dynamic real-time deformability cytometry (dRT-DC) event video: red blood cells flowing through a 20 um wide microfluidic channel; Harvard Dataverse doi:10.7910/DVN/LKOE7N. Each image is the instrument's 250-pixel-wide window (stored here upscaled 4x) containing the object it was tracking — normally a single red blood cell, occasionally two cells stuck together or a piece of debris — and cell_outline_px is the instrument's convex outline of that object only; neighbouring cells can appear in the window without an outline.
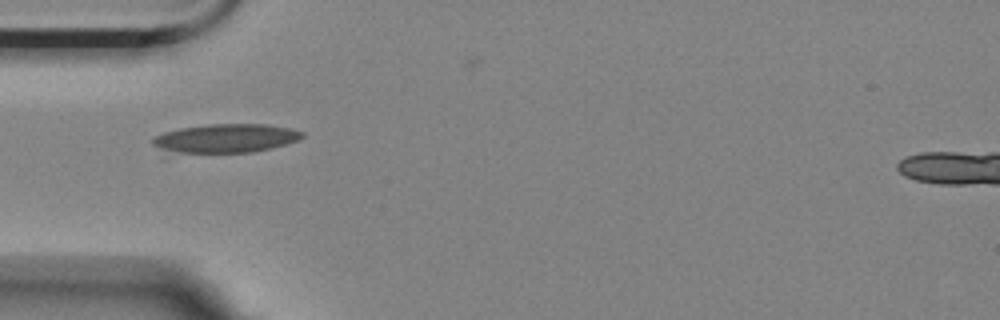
{"species": "Egyptian fruit bat (a non-hibernating species)", "species_latin": "Rousettus aegyptiacus", "temperature_condition": "room temperature", "stored_images_in_passage": 7, "camera_frame_rate_fps": 3000, "um_per_image_px": 0.085, "animal": {"sex": "female"}, "frame": {"image": 1, "passage_image": 2, "time_ms": 0.333, "image_size_px": [1000, 320], "cell_outline_px": [[304, 136], [296, 140], [272, 148], [252, 152], [176, 152], [160, 148], [152, 144], [152, 136], [164, 132], [180, 128], [208, 124], [268, 124], [288, 128], [304, 132]], "centroid_in_image_um": [19.18, 11.74], "position_along_channel_um": 65.8, "area_um2": 24.74}}
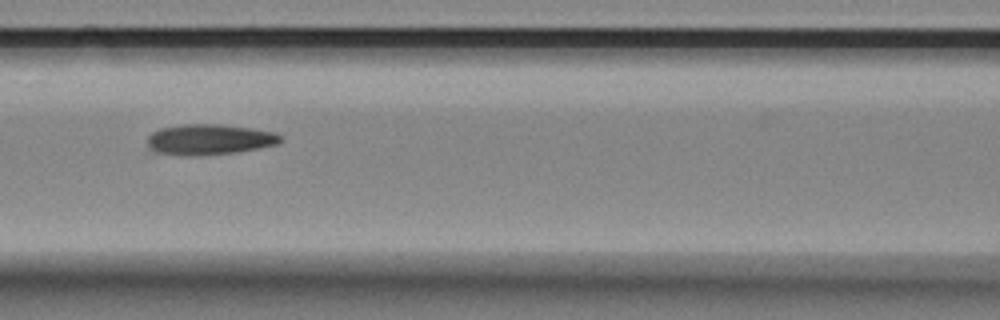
{"frame": {"image": 2, "passage_image": 4, "time_ms": 1.0, "image_size_px": [1000, 320], "cell_outline_px": [[284, 140], [276, 144], [236, 152], [152, 152], [148, 148], [148, 136], [152, 132], [160, 128], [184, 124], [220, 124], [252, 128], [276, 132]], "centroid_in_image_um": [17.84, 11.78], "position_along_channel_um": 148.8, "area_um2": 22.54}}
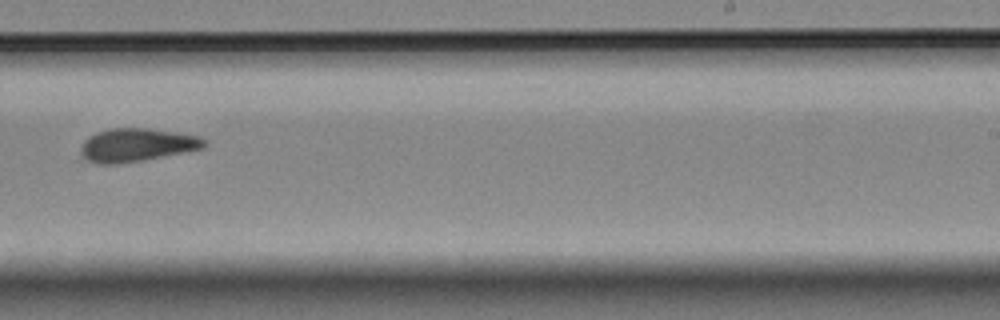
{"frame": {"image": 3, "passage_image": 7, "time_ms": 2.0, "image_size_px": [1000, 320], "cell_outline_px": [[208, 144], [204, 148], [184, 152], [140, 160], [112, 164], [100, 164], [88, 160], [80, 152], [80, 148], [84, 140], [88, 136], [96, 132], [108, 128], [148, 128], [176, 132], [200, 136]], "centroid_in_image_um": [11.62, 12.3], "position_along_channel_um": 277.4, "area_um2": 23.76}}